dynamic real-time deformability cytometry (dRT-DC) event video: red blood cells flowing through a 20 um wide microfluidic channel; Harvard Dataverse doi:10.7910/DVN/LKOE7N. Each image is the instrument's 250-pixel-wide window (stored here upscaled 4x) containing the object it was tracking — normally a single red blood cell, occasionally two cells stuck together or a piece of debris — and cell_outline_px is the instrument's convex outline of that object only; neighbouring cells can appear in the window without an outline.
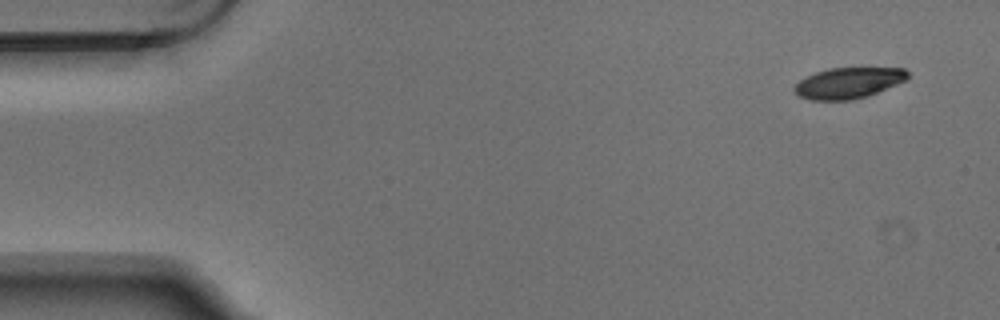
{"species": "Egyptian fruit bat (a non-hibernating species)", "species_latin": "Rousettus aegyptiacus", "temperature_condition": "warm", "stored_images_in_passage": 5, "segment_of_instrument_passage": [1, 2], "camera_frame_rate_fps": 3000, "um_per_image_px": 0.085, "animal": {"sex": "male"}, "frame": {"image": 1, "passage_image": 1, "time_ms": 0.0, "image_size_px": [1000, 320], "cell_outline_px": [[908, 80], [868, 96], [852, 100], [812, 100], [800, 96], [792, 92], [792, 88], [800, 80], [816, 72], [828, 68], [904, 68], [908, 72]], "centroid_in_image_um": [72.12, 7.05], "position_along_channel_um": 12.9, "area_um2": 20.52}}
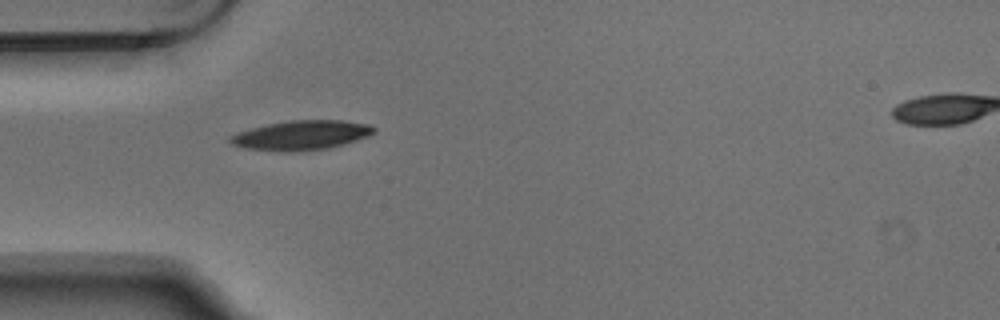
{"frame": {"image": 2, "passage_image": 4, "time_ms": 1.0, "image_size_px": [1000, 320], "cell_outline_px": [[376, 132], [368, 136], [344, 144], [328, 148], [304, 152], [280, 152], [244, 148], [232, 144], [228, 140], [228, 136], [236, 132], [268, 124], [288, 120], [344, 120], [368, 124], [376, 128]], "centroid_in_image_um": [25.59, 11.5], "position_along_channel_um": 59.4, "area_um2": 25.09}}